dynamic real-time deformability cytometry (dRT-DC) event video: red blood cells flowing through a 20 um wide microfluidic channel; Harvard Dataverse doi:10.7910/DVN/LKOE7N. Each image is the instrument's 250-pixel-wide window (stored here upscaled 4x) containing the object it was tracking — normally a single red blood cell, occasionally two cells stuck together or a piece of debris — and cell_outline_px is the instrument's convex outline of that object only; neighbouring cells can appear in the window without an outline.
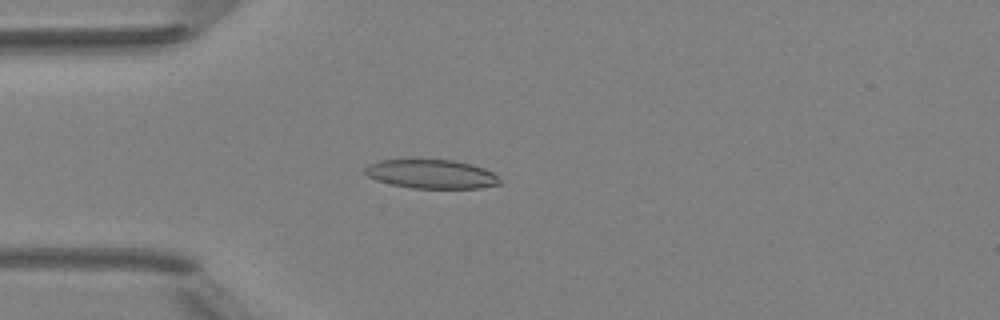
{"species": "Egyptian fruit bat (a non-hibernating species)", "species_latin": "Rousettus aegyptiacus", "temperature_condition": "room temperature", "stored_images_in_passage": 4, "camera_frame_rate_fps": 3000, "um_per_image_px": 0.085, "animal": {"sex": "female"}, "frame": {"image": 1, "passage_image": 4, "time_ms": 4.333, "image_size_px": [1000, 320], "cell_outline_px": [[500, 184], [480, 188], [412, 188], [392, 184], [376, 180], [368, 176], [364, 172], [364, 168], [368, 164], [380, 160], [452, 160], [472, 164], [484, 168], [500, 176]], "centroid_in_image_um": [36.69, 14.8], "position_along_channel_um": 48.3, "area_um2": 22.72}}